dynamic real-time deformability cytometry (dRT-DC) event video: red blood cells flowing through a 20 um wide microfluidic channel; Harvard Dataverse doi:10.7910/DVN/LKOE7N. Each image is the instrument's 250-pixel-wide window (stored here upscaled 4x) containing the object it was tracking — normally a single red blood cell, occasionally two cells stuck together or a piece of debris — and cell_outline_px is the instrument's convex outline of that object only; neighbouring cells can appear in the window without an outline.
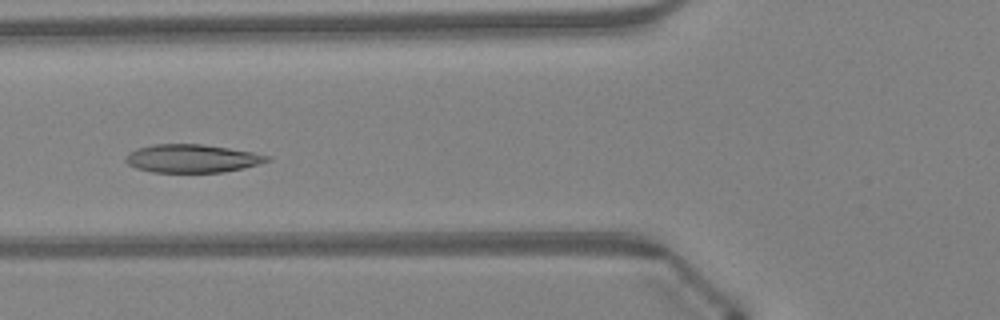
{"species": "Egyptian fruit bat (a non-hibernating species)", "species_latin": "Rousettus aegyptiacus", "temperature_condition": "warm", "stored_images_in_passage": 48, "camera_frame_rate_fps": 3000, "um_per_image_px": 0.085, "animal": {"sex": "female"}, "frame": {"image": 1, "passage_image": 19, "time_ms": 6.0, "image_size_px": [1000, 320], "cell_outline_px": [[272, 160], [244, 168], [224, 172], [152, 172], [136, 168], [128, 164], [124, 160], [124, 156], [136, 148], [152, 144], [204, 144], [252, 152], [272, 156]], "centroid_in_image_um": [16.32, 13.47], "position_along_channel_um": 109.5, "area_um2": 23.41}}
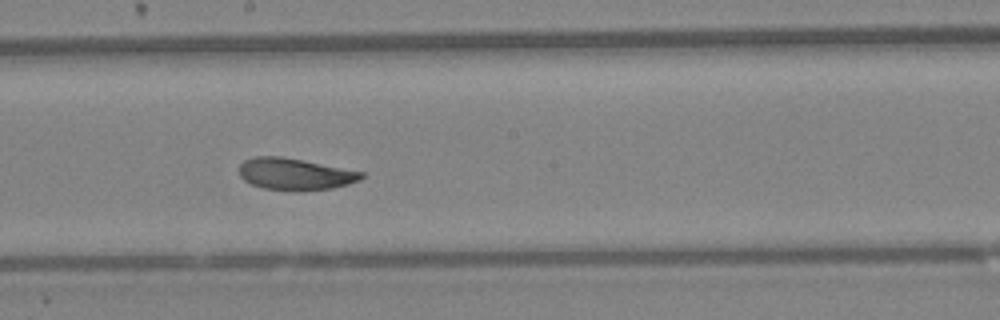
{"frame": {"image": 2, "passage_image": 27, "time_ms": 8.667, "image_size_px": [1000, 320], "cell_outline_px": [[364, 176], [360, 180], [348, 184], [332, 188], [296, 192], [264, 188], [252, 184], [244, 180], [240, 176], [240, 164], [244, 160], [256, 156], [280, 156], [364, 172]], "centroid_in_image_um": [25.07, 14.81], "position_along_channel_um": 223.1, "area_um2": 22.6}}
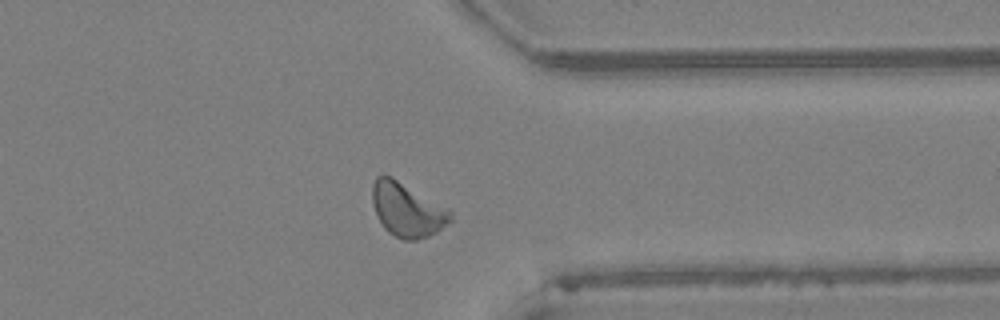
{"frame": {"image": 3, "passage_image": 38, "time_ms": 12.333, "image_size_px": [1000, 320], "cell_outline_px": [[452, 220], [436, 232], [428, 236], [416, 240], [404, 240], [388, 232], [384, 228], [372, 204], [372, 184], [376, 176], [384, 172], [392, 176], [448, 208], [452, 212]], "centroid_in_image_um": [34.59, 17.79], "position_along_channel_um": 376.8, "area_um2": 24.68}, "authors_computed_cell_mechanics": {"area_um2": 23.5246, "velocity_mm_per_s": 4.2889, "shape_relaxation_time_tau1_ms": 2.5911, "shape_relaxation_time_tau2_ms": 1.9116, "deformation_change_tau1": 0.1038, "deformation_change_tau2": 0.0637}}